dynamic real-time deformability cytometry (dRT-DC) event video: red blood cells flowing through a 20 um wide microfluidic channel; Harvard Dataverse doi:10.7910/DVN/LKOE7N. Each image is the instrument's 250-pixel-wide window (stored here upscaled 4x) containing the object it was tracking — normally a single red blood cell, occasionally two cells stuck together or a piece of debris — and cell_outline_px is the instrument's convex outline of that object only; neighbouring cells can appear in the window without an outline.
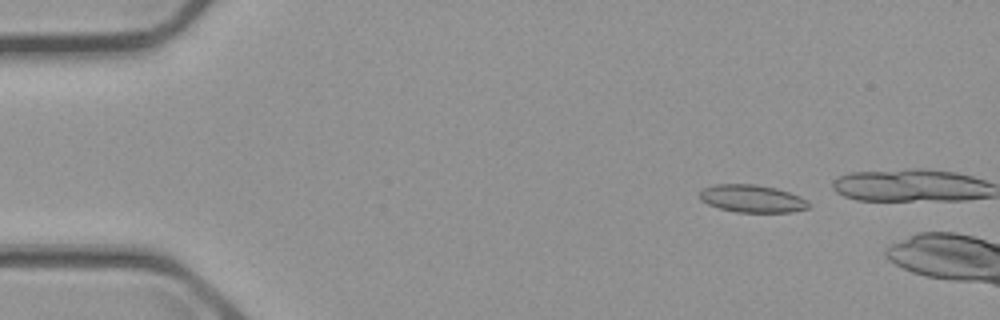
{"species": "common noctule bat (a hibernating species)", "species_latin": "Nyctalus noctula", "temperature_condition": "cold", "stored_images_in_passage": 14, "camera_frame_rate_fps": 3000, "um_per_image_px": 0.085, "animal": {"sex": "male", "body_mass_g": 23.1, "forearm_length_mm": 52.7}, "frame": {"image": 1, "passage_image": 7, "time_ms": 2.0, "image_size_px": [1000, 320], "cell_outline_px": [[808, 208], [792, 212], [736, 212], [720, 208], [708, 204], [700, 200], [700, 192], [704, 188], [716, 184], [756, 184], [776, 188], [800, 196], [808, 200]], "centroid_in_image_um": [63.93, 16.88], "position_along_channel_um": 21.1, "area_um2": 17.46}}